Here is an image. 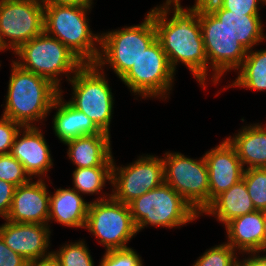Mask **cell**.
<instances>
[{
  "instance_id": "obj_1",
  "label": "cell",
  "mask_w": 266,
  "mask_h": 266,
  "mask_svg": "<svg viewBox=\"0 0 266 266\" xmlns=\"http://www.w3.org/2000/svg\"><path fill=\"white\" fill-rule=\"evenodd\" d=\"M152 18L172 70L176 73L181 62L201 88H207L211 74L198 17V0L185 8L181 0H165L152 8Z\"/></svg>"
},
{
  "instance_id": "obj_2",
  "label": "cell",
  "mask_w": 266,
  "mask_h": 266,
  "mask_svg": "<svg viewBox=\"0 0 266 266\" xmlns=\"http://www.w3.org/2000/svg\"><path fill=\"white\" fill-rule=\"evenodd\" d=\"M11 61V73L3 104L5 106L1 115L22 127H40L47 121L45 119L50 115L51 107L60 90L46 78Z\"/></svg>"
},
{
  "instance_id": "obj_3",
  "label": "cell",
  "mask_w": 266,
  "mask_h": 266,
  "mask_svg": "<svg viewBox=\"0 0 266 266\" xmlns=\"http://www.w3.org/2000/svg\"><path fill=\"white\" fill-rule=\"evenodd\" d=\"M92 7L44 4V31L67 46L85 64H94L100 52L101 33H93L87 16Z\"/></svg>"
},
{
  "instance_id": "obj_4",
  "label": "cell",
  "mask_w": 266,
  "mask_h": 266,
  "mask_svg": "<svg viewBox=\"0 0 266 266\" xmlns=\"http://www.w3.org/2000/svg\"><path fill=\"white\" fill-rule=\"evenodd\" d=\"M12 54L18 57L13 61L21 68L46 78L59 90L62 89V77L69 81L85 64L67 46L45 31L22 44Z\"/></svg>"
},
{
  "instance_id": "obj_5",
  "label": "cell",
  "mask_w": 266,
  "mask_h": 266,
  "mask_svg": "<svg viewBox=\"0 0 266 266\" xmlns=\"http://www.w3.org/2000/svg\"><path fill=\"white\" fill-rule=\"evenodd\" d=\"M156 39L151 8L141 24L102 31L100 52L94 64L100 70L111 68L121 79Z\"/></svg>"
},
{
  "instance_id": "obj_6",
  "label": "cell",
  "mask_w": 266,
  "mask_h": 266,
  "mask_svg": "<svg viewBox=\"0 0 266 266\" xmlns=\"http://www.w3.org/2000/svg\"><path fill=\"white\" fill-rule=\"evenodd\" d=\"M137 232L151 226L180 228L200 215L169 184L163 182L129 203Z\"/></svg>"
},
{
  "instance_id": "obj_7",
  "label": "cell",
  "mask_w": 266,
  "mask_h": 266,
  "mask_svg": "<svg viewBox=\"0 0 266 266\" xmlns=\"http://www.w3.org/2000/svg\"><path fill=\"white\" fill-rule=\"evenodd\" d=\"M104 70L95 64H84L68 81L72 94L68 102L88 116L102 131L110 133L114 95Z\"/></svg>"
},
{
  "instance_id": "obj_8",
  "label": "cell",
  "mask_w": 266,
  "mask_h": 266,
  "mask_svg": "<svg viewBox=\"0 0 266 266\" xmlns=\"http://www.w3.org/2000/svg\"><path fill=\"white\" fill-rule=\"evenodd\" d=\"M176 73L158 39L143 52L136 63L120 79L130 93L140 99L169 100Z\"/></svg>"
},
{
  "instance_id": "obj_9",
  "label": "cell",
  "mask_w": 266,
  "mask_h": 266,
  "mask_svg": "<svg viewBox=\"0 0 266 266\" xmlns=\"http://www.w3.org/2000/svg\"><path fill=\"white\" fill-rule=\"evenodd\" d=\"M198 17L212 73L210 81L217 85L224 74L235 72L242 65L248 50L199 0Z\"/></svg>"
},
{
  "instance_id": "obj_10",
  "label": "cell",
  "mask_w": 266,
  "mask_h": 266,
  "mask_svg": "<svg viewBox=\"0 0 266 266\" xmlns=\"http://www.w3.org/2000/svg\"><path fill=\"white\" fill-rule=\"evenodd\" d=\"M84 229L98 239L106 251L128 248V242L138 234L129 204L116 201L112 196L90 201Z\"/></svg>"
},
{
  "instance_id": "obj_11",
  "label": "cell",
  "mask_w": 266,
  "mask_h": 266,
  "mask_svg": "<svg viewBox=\"0 0 266 266\" xmlns=\"http://www.w3.org/2000/svg\"><path fill=\"white\" fill-rule=\"evenodd\" d=\"M164 155V182L180 194L201 217L209 206L208 168L204 156L193 159L181 152L171 151Z\"/></svg>"
},
{
  "instance_id": "obj_12",
  "label": "cell",
  "mask_w": 266,
  "mask_h": 266,
  "mask_svg": "<svg viewBox=\"0 0 266 266\" xmlns=\"http://www.w3.org/2000/svg\"><path fill=\"white\" fill-rule=\"evenodd\" d=\"M44 31L42 0H0V43L15 52Z\"/></svg>"
},
{
  "instance_id": "obj_13",
  "label": "cell",
  "mask_w": 266,
  "mask_h": 266,
  "mask_svg": "<svg viewBox=\"0 0 266 266\" xmlns=\"http://www.w3.org/2000/svg\"><path fill=\"white\" fill-rule=\"evenodd\" d=\"M137 157L127 165H116L113 159L111 196L124 204H129L164 182L162 156L142 154Z\"/></svg>"
},
{
  "instance_id": "obj_14",
  "label": "cell",
  "mask_w": 266,
  "mask_h": 266,
  "mask_svg": "<svg viewBox=\"0 0 266 266\" xmlns=\"http://www.w3.org/2000/svg\"><path fill=\"white\" fill-rule=\"evenodd\" d=\"M39 126L21 127L15 136L10 154L24 167L31 179L49 180L48 172L53 168L50 147Z\"/></svg>"
},
{
  "instance_id": "obj_15",
  "label": "cell",
  "mask_w": 266,
  "mask_h": 266,
  "mask_svg": "<svg viewBox=\"0 0 266 266\" xmlns=\"http://www.w3.org/2000/svg\"><path fill=\"white\" fill-rule=\"evenodd\" d=\"M208 168L209 205L243 178V167L235 147L227 138L203 154Z\"/></svg>"
},
{
  "instance_id": "obj_16",
  "label": "cell",
  "mask_w": 266,
  "mask_h": 266,
  "mask_svg": "<svg viewBox=\"0 0 266 266\" xmlns=\"http://www.w3.org/2000/svg\"><path fill=\"white\" fill-rule=\"evenodd\" d=\"M52 230L49 225L14 223L8 220L0 225V236L5 244L28 262L49 256Z\"/></svg>"
},
{
  "instance_id": "obj_17",
  "label": "cell",
  "mask_w": 266,
  "mask_h": 266,
  "mask_svg": "<svg viewBox=\"0 0 266 266\" xmlns=\"http://www.w3.org/2000/svg\"><path fill=\"white\" fill-rule=\"evenodd\" d=\"M47 187L45 179H31L28 183L17 186L6 220L48 225L50 192Z\"/></svg>"
},
{
  "instance_id": "obj_18",
  "label": "cell",
  "mask_w": 266,
  "mask_h": 266,
  "mask_svg": "<svg viewBox=\"0 0 266 266\" xmlns=\"http://www.w3.org/2000/svg\"><path fill=\"white\" fill-rule=\"evenodd\" d=\"M230 33L249 51L265 40L260 13H234L223 9L215 0H199Z\"/></svg>"
},
{
  "instance_id": "obj_19",
  "label": "cell",
  "mask_w": 266,
  "mask_h": 266,
  "mask_svg": "<svg viewBox=\"0 0 266 266\" xmlns=\"http://www.w3.org/2000/svg\"><path fill=\"white\" fill-rule=\"evenodd\" d=\"M111 134L96 133L66 141L67 157L76 168L112 166Z\"/></svg>"
},
{
  "instance_id": "obj_20",
  "label": "cell",
  "mask_w": 266,
  "mask_h": 266,
  "mask_svg": "<svg viewBox=\"0 0 266 266\" xmlns=\"http://www.w3.org/2000/svg\"><path fill=\"white\" fill-rule=\"evenodd\" d=\"M226 243L242 257L250 253L263 252V211L233 218L224 225Z\"/></svg>"
},
{
  "instance_id": "obj_21",
  "label": "cell",
  "mask_w": 266,
  "mask_h": 266,
  "mask_svg": "<svg viewBox=\"0 0 266 266\" xmlns=\"http://www.w3.org/2000/svg\"><path fill=\"white\" fill-rule=\"evenodd\" d=\"M63 94L61 89L50 110V113L56 110L52 117V130L61 143L84 135L105 133L88 116L66 101Z\"/></svg>"
},
{
  "instance_id": "obj_22",
  "label": "cell",
  "mask_w": 266,
  "mask_h": 266,
  "mask_svg": "<svg viewBox=\"0 0 266 266\" xmlns=\"http://www.w3.org/2000/svg\"><path fill=\"white\" fill-rule=\"evenodd\" d=\"M50 191V223L56 222L70 228H85L90 202L73 188H58Z\"/></svg>"
},
{
  "instance_id": "obj_23",
  "label": "cell",
  "mask_w": 266,
  "mask_h": 266,
  "mask_svg": "<svg viewBox=\"0 0 266 266\" xmlns=\"http://www.w3.org/2000/svg\"><path fill=\"white\" fill-rule=\"evenodd\" d=\"M240 128L226 138L235 147L243 167L266 168V124L250 123Z\"/></svg>"
},
{
  "instance_id": "obj_24",
  "label": "cell",
  "mask_w": 266,
  "mask_h": 266,
  "mask_svg": "<svg viewBox=\"0 0 266 266\" xmlns=\"http://www.w3.org/2000/svg\"><path fill=\"white\" fill-rule=\"evenodd\" d=\"M256 211L242 178L228 190L218 195L203 211L202 216H212L223 226L238 216ZM204 214V215H203Z\"/></svg>"
},
{
  "instance_id": "obj_25",
  "label": "cell",
  "mask_w": 266,
  "mask_h": 266,
  "mask_svg": "<svg viewBox=\"0 0 266 266\" xmlns=\"http://www.w3.org/2000/svg\"><path fill=\"white\" fill-rule=\"evenodd\" d=\"M236 74L237 78L221 90L242 87L257 92L266 91V48L249 50Z\"/></svg>"
},
{
  "instance_id": "obj_26",
  "label": "cell",
  "mask_w": 266,
  "mask_h": 266,
  "mask_svg": "<svg viewBox=\"0 0 266 266\" xmlns=\"http://www.w3.org/2000/svg\"><path fill=\"white\" fill-rule=\"evenodd\" d=\"M72 173L73 189L79 194L87 196L98 195L95 200H104L111 197L109 193L103 191L106 183L112 182V166H97L87 168H74ZM102 194V195H101Z\"/></svg>"
},
{
  "instance_id": "obj_27",
  "label": "cell",
  "mask_w": 266,
  "mask_h": 266,
  "mask_svg": "<svg viewBox=\"0 0 266 266\" xmlns=\"http://www.w3.org/2000/svg\"><path fill=\"white\" fill-rule=\"evenodd\" d=\"M60 266H95L91 252L84 239L61 245L59 250H53Z\"/></svg>"
},
{
  "instance_id": "obj_28",
  "label": "cell",
  "mask_w": 266,
  "mask_h": 266,
  "mask_svg": "<svg viewBox=\"0 0 266 266\" xmlns=\"http://www.w3.org/2000/svg\"><path fill=\"white\" fill-rule=\"evenodd\" d=\"M239 257L228 243L223 242L205 250L192 266H239Z\"/></svg>"
},
{
  "instance_id": "obj_29",
  "label": "cell",
  "mask_w": 266,
  "mask_h": 266,
  "mask_svg": "<svg viewBox=\"0 0 266 266\" xmlns=\"http://www.w3.org/2000/svg\"><path fill=\"white\" fill-rule=\"evenodd\" d=\"M243 179L257 211H266V168H249Z\"/></svg>"
},
{
  "instance_id": "obj_30",
  "label": "cell",
  "mask_w": 266,
  "mask_h": 266,
  "mask_svg": "<svg viewBox=\"0 0 266 266\" xmlns=\"http://www.w3.org/2000/svg\"><path fill=\"white\" fill-rule=\"evenodd\" d=\"M0 179L15 187L24 185L31 180L23 165L10 153L0 155Z\"/></svg>"
},
{
  "instance_id": "obj_31",
  "label": "cell",
  "mask_w": 266,
  "mask_h": 266,
  "mask_svg": "<svg viewBox=\"0 0 266 266\" xmlns=\"http://www.w3.org/2000/svg\"><path fill=\"white\" fill-rule=\"evenodd\" d=\"M98 266H144L142 256L131 247L105 251Z\"/></svg>"
},
{
  "instance_id": "obj_32",
  "label": "cell",
  "mask_w": 266,
  "mask_h": 266,
  "mask_svg": "<svg viewBox=\"0 0 266 266\" xmlns=\"http://www.w3.org/2000/svg\"><path fill=\"white\" fill-rule=\"evenodd\" d=\"M21 125L12 119L0 117V155L11 152L16 134L21 129Z\"/></svg>"
},
{
  "instance_id": "obj_33",
  "label": "cell",
  "mask_w": 266,
  "mask_h": 266,
  "mask_svg": "<svg viewBox=\"0 0 266 266\" xmlns=\"http://www.w3.org/2000/svg\"><path fill=\"white\" fill-rule=\"evenodd\" d=\"M223 9L234 13H260L264 0H215ZM260 4V5H259Z\"/></svg>"
},
{
  "instance_id": "obj_34",
  "label": "cell",
  "mask_w": 266,
  "mask_h": 266,
  "mask_svg": "<svg viewBox=\"0 0 266 266\" xmlns=\"http://www.w3.org/2000/svg\"><path fill=\"white\" fill-rule=\"evenodd\" d=\"M15 186L0 179V217L6 220L13 201Z\"/></svg>"
},
{
  "instance_id": "obj_35",
  "label": "cell",
  "mask_w": 266,
  "mask_h": 266,
  "mask_svg": "<svg viewBox=\"0 0 266 266\" xmlns=\"http://www.w3.org/2000/svg\"><path fill=\"white\" fill-rule=\"evenodd\" d=\"M28 261L12 251L0 236V266H27Z\"/></svg>"
},
{
  "instance_id": "obj_36",
  "label": "cell",
  "mask_w": 266,
  "mask_h": 266,
  "mask_svg": "<svg viewBox=\"0 0 266 266\" xmlns=\"http://www.w3.org/2000/svg\"><path fill=\"white\" fill-rule=\"evenodd\" d=\"M246 255H248L246 257ZM245 258L241 259L242 266H266V252L246 254Z\"/></svg>"
},
{
  "instance_id": "obj_37",
  "label": "cell",
  "mask_w": 266,
  "mask_h": 266,
  "mask_svg": "<svg viewBox=\"0 0 266 266\" xmlns=\"http://www.w3.org/2000/svg\"><path fill=\"white\" fill-rule=\"evenodd\" d=\"M27 266H60L57 258L51 253L49 256L29 261Z\"/></svg>"
},
{
  "instance_id": "obj_38",
  "label": "cell",
  "mask_w": 266,
  "mask_h": 266,
  "mask_svg": "<svg viewBox=\"0 0 266 266\" xmlns=\"http://www.w3.org/2000/svg\"><path fill=\"white\" fill-rule=\"evenodd\" d=\"M94 0H42L44 4H57V5H93Z\"/></svg>"
},
{
  "instance_id": "obj_39",
  "label": "cell",
  "mask_w": 266,
  "mask_h": 266,
  "mask_svg": "<svg viewBox=\"0 0 266 266\" xmlns=\"http://www.w3.org/2000/svg\"><path fill=\"white\" fill-rule=\"evenodd\" d=\"M264 234H263V252H266V211H263Z\"/></svg>"
},
{
  "instance_id": "obj_40",
  "label": "cell",
  "mask_w": 266,
  "mask_h": 266,
  "mask_svg": "<svg viewBox=\"0 0 266 266\" xmlns=\"http://www.w3.org/2000/svg\"><path fill=\"white\" fill-rule=\"evenodd\" d=\"M6 52V50L2 47L1 43H0V52Z\"/></svg>"
}]
</instances>
